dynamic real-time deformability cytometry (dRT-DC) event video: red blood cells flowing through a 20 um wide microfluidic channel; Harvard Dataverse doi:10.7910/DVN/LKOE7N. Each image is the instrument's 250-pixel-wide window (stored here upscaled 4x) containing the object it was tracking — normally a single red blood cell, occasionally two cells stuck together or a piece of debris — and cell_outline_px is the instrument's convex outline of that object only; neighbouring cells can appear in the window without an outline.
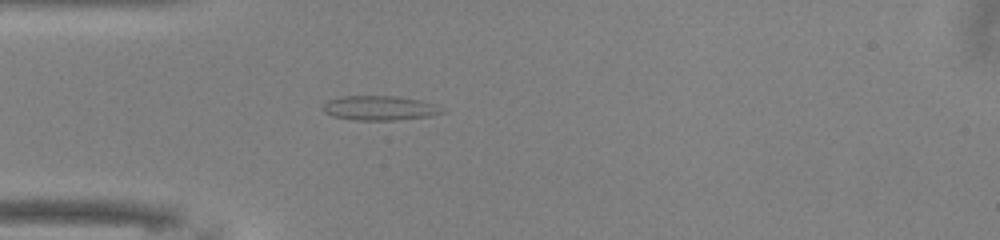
{"species": "common noctule bat (a hibernating species)", "species_latin": "Nyctalus noctula", "temperature_condition": "warm", "stored_images_in_passage": 37, "camera_frame_rate_fps": 3000, "um_per_image_px": 0.085, "animal": {"sex": "male", "body_mass_g": 13.0, "forearm_length_mm": 53.1}, "frame": {"image": 1, "passage_image": 1, "time_ms": 0.0, "image_size_px": [1000, 240], "cell_outline_px": [[444, 112], [432, 116], [396, 120], [352, 120], [332, 116], [324, 112], [320, 108], [328, 100], [340, 96], [396, 96], [420, 100], [436, 104], [444, 108]], "centroid_in_image_um": [32.27, 9.18], "position_along_channel_um": 52.7, "area_um2": 17.28}}
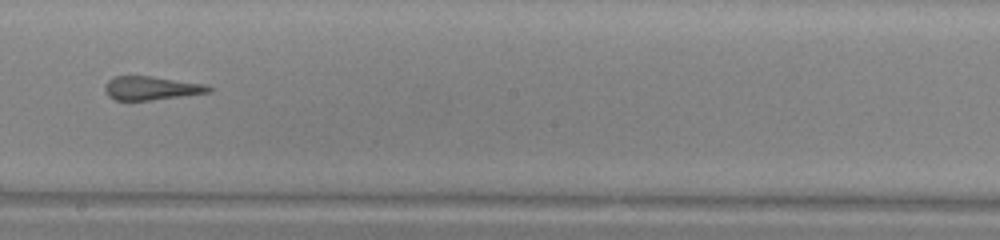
{"frame": {"image": 2, "passage_image": 15, "time_ms": 4.667, "image_size_px": [1000, 240], "cell_outline_px": [[212, 92], [152, 100], [116, 100], [108, 96], [104, 92], [104, 84], [112, 76], [152, 76], [208, 84], [212, 88]], "centroid_in_image_um": [12.86, 7.48], "position_along_channel_um": 235.3, "area_um2": 14.57}}
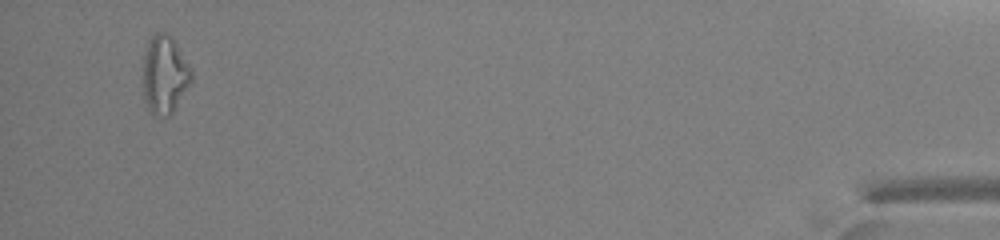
{"frame": {"image": 3, "passage_image": 35, "time_ms": 11.333, "image_size_px": [1000, 240], "cell_outline_px": [[192, 80], [172, 112], [168, 116], [164, 116], [152, 112], [148, 108], [144, 96], [144, 52], [148, 40], [156, 32], [168, 32], [172, 36], [192, 72]], "centroid_in_image_um": [13.99, 6.29], "position_along_channel_um": 421.2, "area_um2": 21.56}, "authors_computed_cell_mechanics": {"area_um2": 15.2592, "velocity_mm_per_s": 4.0698, "shape_relaxation_time_tau1_ms": null, "shape_relaxation_time_tau2_ms": 2.4461, "deformation_change_tau1": null, "deformation_change_tau2": 0.1141}}